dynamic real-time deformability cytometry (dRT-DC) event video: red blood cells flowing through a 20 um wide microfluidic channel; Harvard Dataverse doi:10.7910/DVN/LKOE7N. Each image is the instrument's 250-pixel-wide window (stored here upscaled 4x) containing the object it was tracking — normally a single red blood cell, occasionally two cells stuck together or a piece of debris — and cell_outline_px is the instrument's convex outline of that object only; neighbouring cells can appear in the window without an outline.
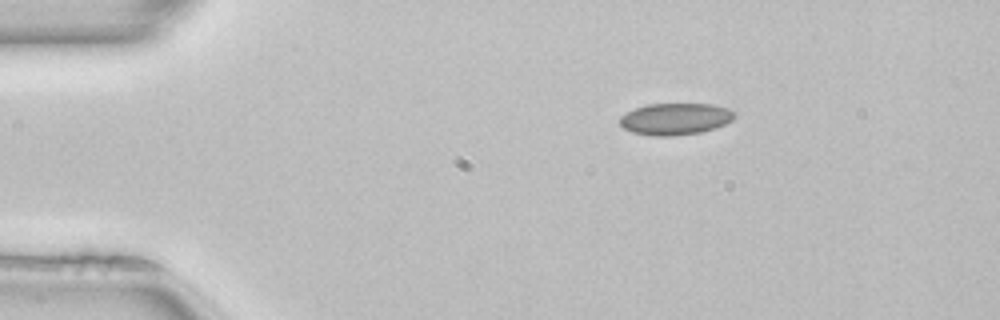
{"species": "common noctule bat (a hibernating species)", "species_latin": "Nyctalus noctula", "temperature_condition": "room temperature", "stored_images_in_passage": 43, "camera_frame_rate_fps": 3000, "um_per_image_px": 0.085, "animal": {"sex": "female", "body_mass_g": 22.7, "forearm_length_mm": 54.2}, "frame": {"image": 1, "passage_image": 1, "time_ms": 0.0, "image_size_px": [1000, 320], "cell_outline_px": [[736, 116], [732, 120], [716, 128], [700, 132], [672, 136], [648, 136], [632, 132], [624, 128], [620, 124], [620, 116], [636, 108], [648, 104], [712, 104], [728, 108], [736, 112]], "centroid_in_image_um": [57.42, 10.11], "position_along_channel_um": 27.6, "area_um2": 21.27}}
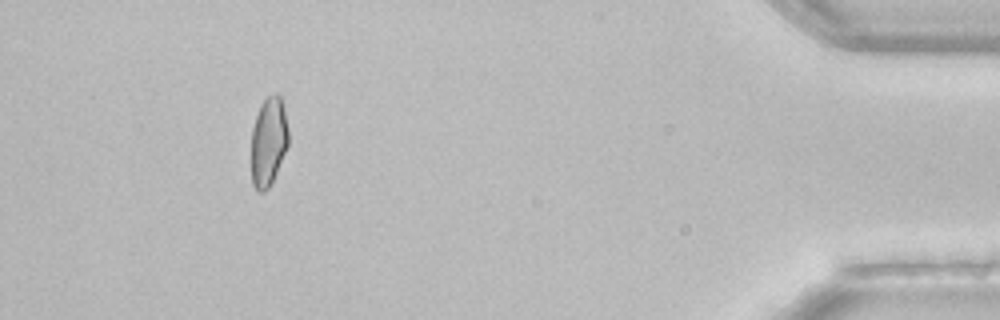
{"frame": {"image": 2, "passage_image": 39, "time_ms": 12.667, "image_size_px": [1000, 320], "cell_outline_px": [[288, 144], [272, 184], [264, 192], [256, 192], [252, 184], [252, 128], [260, 104], [268, 96], [276, 92], [280, 96], [284, 108], [288, 128]], "centroid_in_image_um": [22.82, 12.05], "position_along_channel_um": 412.4, "area_um2": 19.36}, "authors_computed_cell_mechanics": {"area_um2": 20.23, "velocity_mm_per_s": 4.0243, "shape_relaxation_time_tau1_ms": null, "shape_relaxation_time_tau2_ms": 2.8072, "deformation_change_tau1": null, "deformation_change_tau2": 0.0603}}